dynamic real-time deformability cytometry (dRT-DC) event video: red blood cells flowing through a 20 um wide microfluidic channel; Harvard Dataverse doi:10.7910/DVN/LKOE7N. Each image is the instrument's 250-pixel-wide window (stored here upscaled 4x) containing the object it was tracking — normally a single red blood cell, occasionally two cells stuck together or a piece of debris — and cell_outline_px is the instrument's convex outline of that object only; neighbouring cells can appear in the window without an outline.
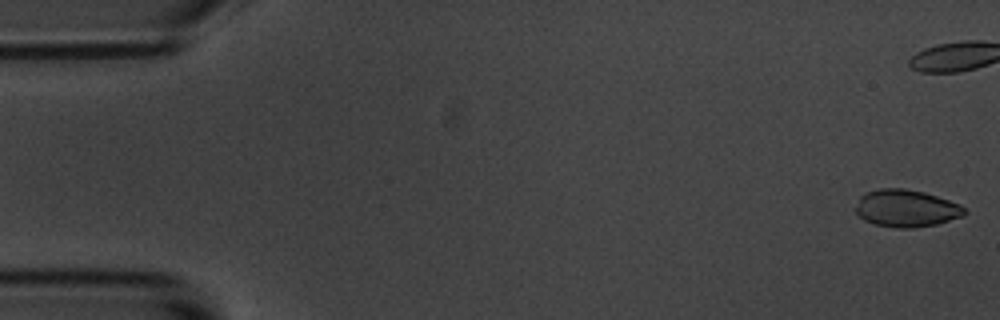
{"species": "common noctule bat (a hibernating species)", "species_latin": "Nyctalus noctula", "temperature_condition": "room temperature", "stored_images_in_passage": 16, "camera_frame_rate_fps": 3000, "um_per_image_px": 0.085, "animal": {"sex": "male", "body_mass_g": 20.1, "forearm_length_mm": 53.5}, "frame": {"image": 1, "passage_image": 1, "time_ms": 0.0, "image_size_px": [1000, 320], "cell_outline_px": [[968, 212], [964, 216], [936, 224], [912, 228], [896, 228], [876, 224], [864, 220], [856, 212], [856, 208], [860, 196], [864, 192], [880, 188], [904, 188], [924, 192], [960, 204]], "centroid_in_image_um": [77.04, 17.7], "position_along_channel_um": 8.0, "area_um2": 23.64}}
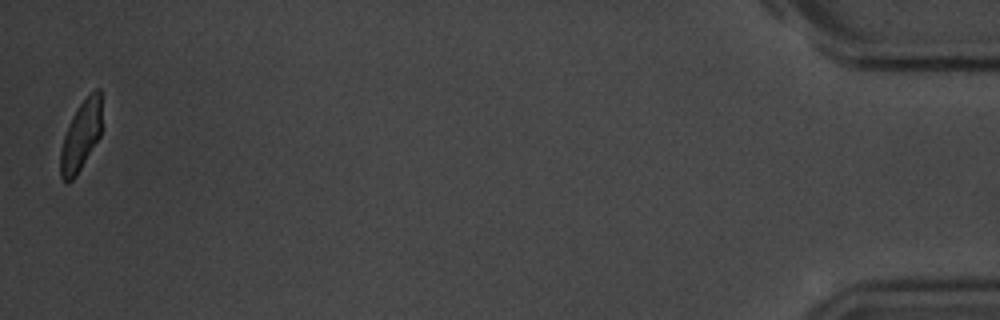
{"frame": {"image": 2, "passage_image": 16, "time_ms": 19.333, "image_size_px": [1000, 320], "cell_outline_px": [[100, 136], [76, 176], [68, 184], [60, 176], [60, 148], [64, 136], [72, 116], [80, 104], [96, 88], [100, 88]], "centroid_in_image_um": [6.85, 11.6], "position_along_channel_um": 428.4, "area_um2": 16.47}, "authors_computed_cell_mechanics": {"area_um2": 25.432, "velocity_mm_per_s": 3.5159, "shape_relaxation_time_tau1_ms": 3.2328, "shape_relaxation_time_tau2_ms": 2.8165, "deformation_change_tau1": 0.1166, "deformation_change_tau2": 0.0619}}